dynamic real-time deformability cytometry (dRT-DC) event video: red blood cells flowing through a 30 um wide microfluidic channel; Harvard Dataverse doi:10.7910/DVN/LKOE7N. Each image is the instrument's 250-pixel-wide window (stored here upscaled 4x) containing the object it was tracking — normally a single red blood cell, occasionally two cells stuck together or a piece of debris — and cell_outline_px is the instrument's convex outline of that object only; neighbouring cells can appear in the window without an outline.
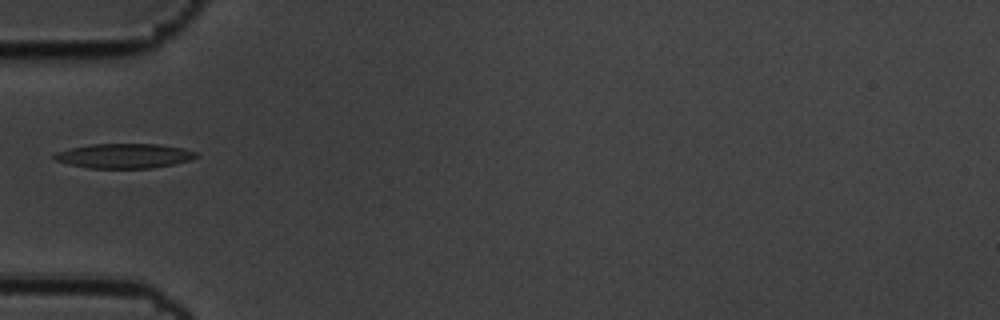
{"species": "common noctule bat (a hibernating species)", "species_latin": "Nyctalus noctula", "temperature_condition": "cold", "stored_images_in_passage": 1, "camera_frame_rate_fps": 3000, "um_per_image_px": 0.085, "animal": {"sex": "male", "body_mass_g": 19.5, "forearm_length_mm": 54.6}, "frame": {"image": 1, "passage_image": 1, "time_ms": 0.0, "image_size_px": [1000, 320], "cell_outline_px": [[200, 156], [192, 160], [152, 168], [88, 168], [68, 164], [56, 160], [52, 156], [56, 152], [68, 148], [92, 144], [160, 144], [184, 148], [196, 152]], "centroid_in_image_um": [10.58, 13.24], "position_along_channel_um": 74.4, "area_um2": 20.52}}